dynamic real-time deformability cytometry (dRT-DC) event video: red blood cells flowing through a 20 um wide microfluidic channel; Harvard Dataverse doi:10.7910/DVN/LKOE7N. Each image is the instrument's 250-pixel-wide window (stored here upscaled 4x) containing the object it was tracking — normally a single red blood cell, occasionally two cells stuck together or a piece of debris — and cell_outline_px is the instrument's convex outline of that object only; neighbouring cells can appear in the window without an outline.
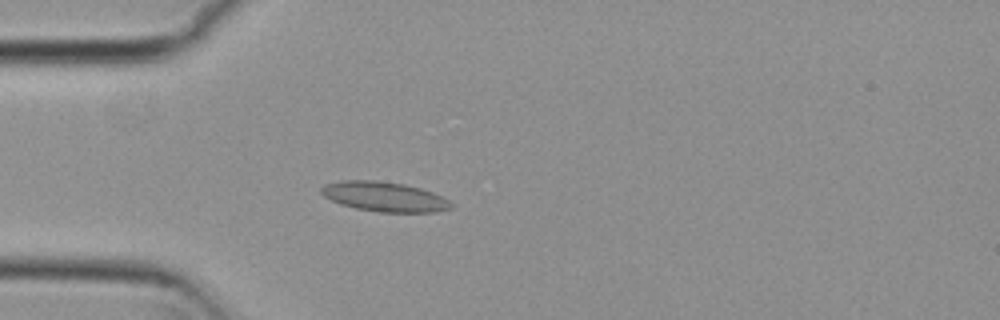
{"species": "common noctule bat (a hibernating species)", "species_latin": "Nyctalus noctula", "temperature_condition": "cold", "stored_images_in_passage": 4, "camera_frame_rate_fps": 3000, "um_per_image_px": 0.085, "animal": {"sex": "female", "body_mass_g": 29.2, "forearm_length_mm": 56.3}, "frame": {"image": 1, "passage_image": 4, "time_ms": 1.0, "image_size_px": [1000, 320], "cell_outline_px": [[452, 208], [436, 212], [380, 212], [356, 208], [340, 204], [324, 196], [320, 192], [320, 188], [324, 184], [340, 180], [376, 180], [404, 184], [420, 188], [432, 192], [448, 200], [452, 204]], "centroid_in_image_um": [32.64, 16.71], "position_along_channel_um": 52.4, "area_um2": 22.48}}